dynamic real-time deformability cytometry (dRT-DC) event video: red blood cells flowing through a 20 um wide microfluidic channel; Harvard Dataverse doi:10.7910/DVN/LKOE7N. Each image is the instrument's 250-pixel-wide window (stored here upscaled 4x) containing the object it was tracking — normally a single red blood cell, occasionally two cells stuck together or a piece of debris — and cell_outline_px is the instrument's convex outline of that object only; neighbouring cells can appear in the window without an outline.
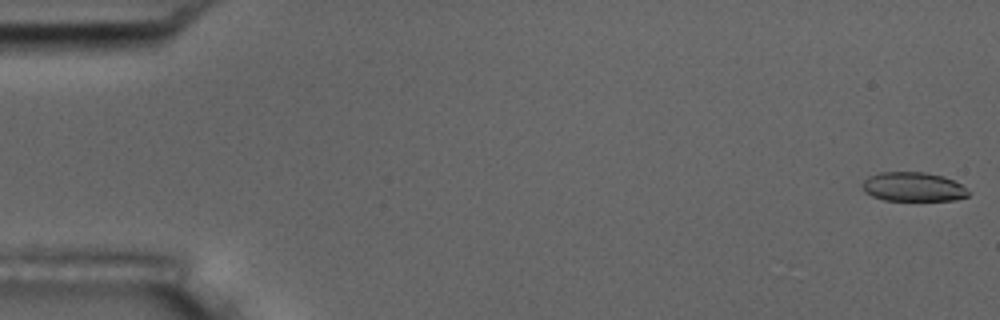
{"species": "common noctule bat (a hibernating species)", "species_latin": "Nyctalus noctula", "temperature_condition": "room temperature", "stored_images_in_passage": 56, "camera_frame_rate_fps": 3000, "um_per_image_px": 0.085, "animal": {"sex": "male", "body_mass_g": 17.5, "forearm_length_mm": 52.3}, "frame": {"image": 1, "passage_image": 1, "time_ms": 0.0, "image_size_px": [1000, 320], "cell_outline_px": [[972, 192], [968, 196], [952, 200], [884, 200], [872, 196], [864, 192], [860, 184], [868, 176], [880, 172], [924, 172], [944, 176], [960, 184]], "centroid_in_image_um": [77.6, 15.87], "position_along_channel_um": 7.4, "area_um2": 18.15}}
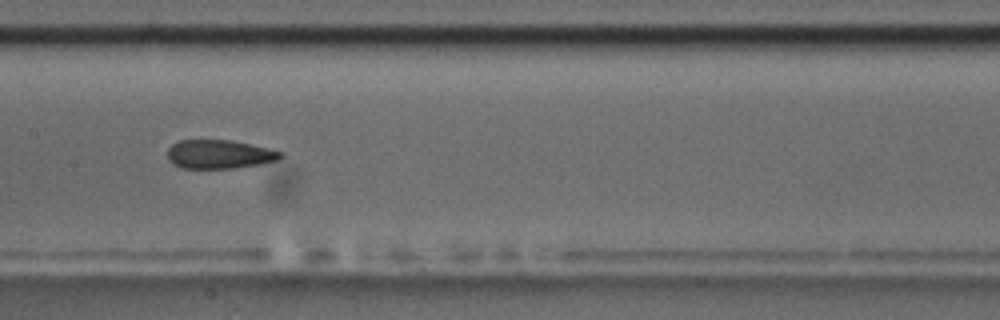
{"frame": {"image": 2, "passage_image": 28, "time_ms": 9.0, "image_size_px": [1000, 320], "cell_outline_px": [[284, 156], [276, 160], [260, 164], [232, 168], [180, 168], [172, 164], [168, 160], [168, 148], [172, 144], [180, 140], [232, 140], [268, 148], [284, 152]], "centroid_in_image_um": [18.63, 13.11], "position_along_channel_um": 188.8, "area_um2": 19.02}}
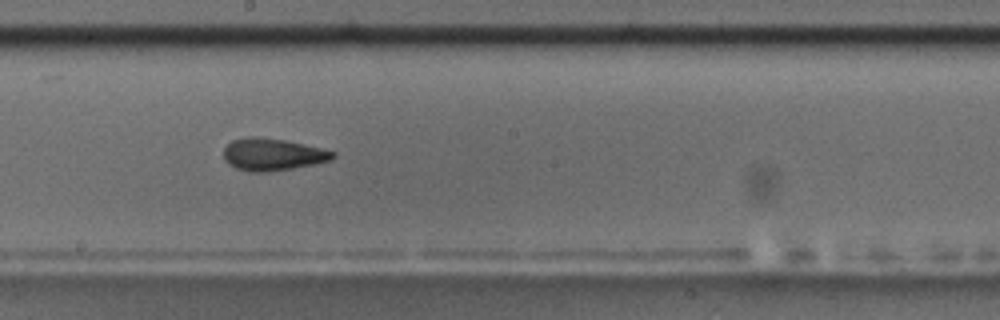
{"frame": {"image": 3, "passage_image": 31, "time_ms": 10.0, "image_size_px": [1000, 320], "cell_outline_px": [[336, 156], [332, 160], [316, 164], [292, 168], [264, 172], [248, 172], [236, 168], [228, 164], [224, 160], [224, 148], [232, 140], [248, 136], [256, 136], [284, 140], [304, 144], [336, 152]], "centroid_in_image_um": [23.16, 13.13], "position_along_channel_um": 225.0, "area_um2": 20.58}, "authors_computed_cell_mechanics": {"area_um2": 19.9988, "velocity_mm_per_s": 3.6386, "shape_relaxation_time_tau1_ms": null, "shape_relaxation_time_tau2_ms": 2.3265, "deformation_change_tau1": null, "deformation_change_tau2": 0.0811}}